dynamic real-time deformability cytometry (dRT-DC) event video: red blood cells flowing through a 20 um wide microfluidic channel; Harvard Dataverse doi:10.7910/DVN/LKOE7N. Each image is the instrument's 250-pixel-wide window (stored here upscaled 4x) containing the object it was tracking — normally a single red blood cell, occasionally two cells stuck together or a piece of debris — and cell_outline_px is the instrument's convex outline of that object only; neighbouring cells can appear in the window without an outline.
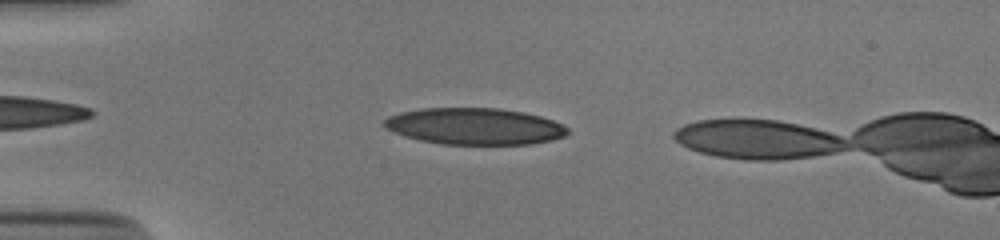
{"species": "human", "species_latin": "Homo sapiens", "temperature_condition": "cold", "stored_images_in_passage": 40, "camera_frame_rate_fps": 3000, "um_per_image_px": 0.085, "donor": {"sex": "male"}, "frame": {"image": 1, "passage_image": 5, "time_ms": 1.333, "image_size_px": [1000, 240], "cell_outline_px": [[568, 132], [564, 136], [552, 140], [532, 144], [440, 144], [420, 140], [404, 136], [384, 128], [380, 124], [388, 116], [400, 112], [420, 108], [500, 108], [524, 112], [540, 116], [552, 120], [568, 128]], "centroid_in_image_um": [40.29, 10.73], "position_along_channel_um": 44.7, "area_um2": 39.3}}
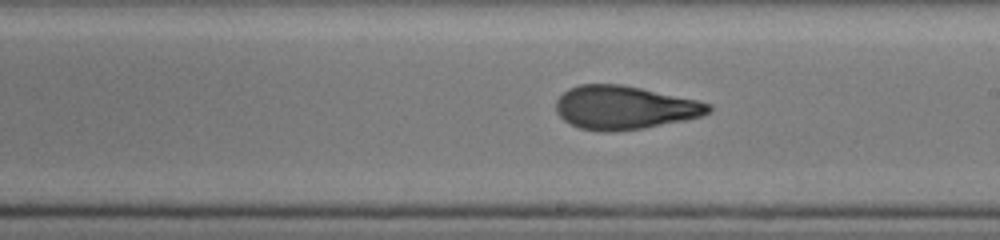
{"frame": {"image": 2, "passage_image": 22, "time_ms": 7.0, "image_size_px": [1000, 240], "cell_outline_px": [[712, 112], [700, 116], [684, 120], [644, 128], [612, 132], [604, 132], [580, 128], [564, 120], [556, 112], [556, 100], [568, 88], [580, 84], [620, 84], [640, 88], [696, 100], [712, 104]], "centroid_in_image_um": [53.07, 9.15], "position_along_channel_um": 235.9, "area_um2": 38.49}}
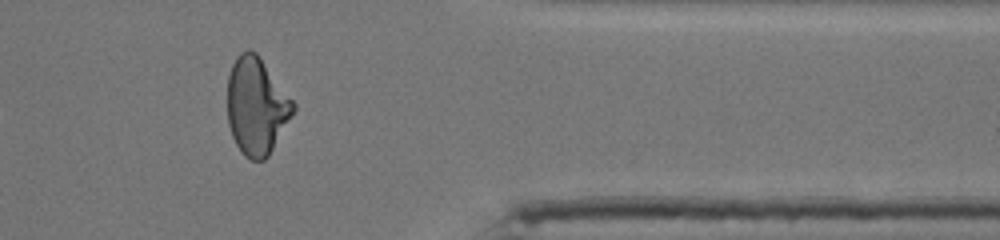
{"frame": {"image": 3, "passage_image": 35, "time_ms": 11.333, "image_size_px": [1000, 240], "cell_outline_px": [[296, 108], [292, 116], [268, 156], [264, 160], [252, 160], [244, 156], [240, 152], [232, 136], [228, 124], [228, 76], [232, 64], [240, 52], [248, 48], [256, 52], [296, 104]], "centroid_in_image_um": [21.8, 9.02], "position_along_channel_um": 389.6, "area_um2": 37.22}}